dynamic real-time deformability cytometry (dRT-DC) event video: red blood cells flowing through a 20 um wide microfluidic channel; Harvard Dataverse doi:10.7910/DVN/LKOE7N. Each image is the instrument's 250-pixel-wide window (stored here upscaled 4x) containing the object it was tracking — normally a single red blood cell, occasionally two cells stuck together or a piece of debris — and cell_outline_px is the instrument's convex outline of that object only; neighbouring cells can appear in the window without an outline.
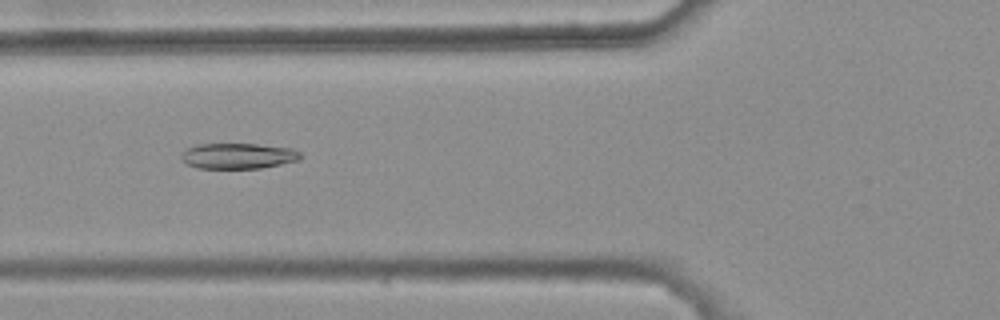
{"species": "common noctule bat (a hibernating species)", "species_latin": "Nyctalus noctula", "temperature_condition": "warm", "stored_images_in_passage": 43, "camera_frame_rate_fps": 3000, "um_per_image_px": 0.085, "animal": {"sex": "female", "body_mass_g": 25.1}, "frame": {"image": 1, "passage_image": 20, "time_ms": 6.333, "image_size_px": [1000, 320], "cell_outline_px": [[304, 156], [300, 160], [260, 168], [196, 168], [180, 160], [180, 156], [184, 148], [196, 144], [256, 144], [292, 148], [300, 152]], "centroid_in_image_um": [20.21, 13.25], "position_along_channel_um": 105.6, "area_um2": 18.03}}
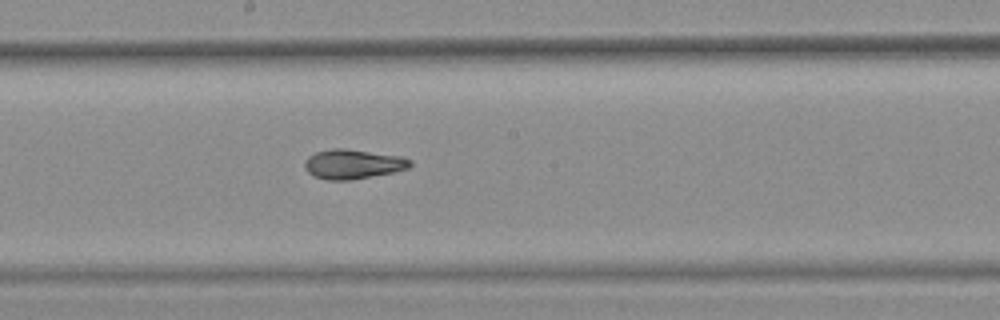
{"frame": {"image": 2, "passage_image": 29, "time_ms": 9.333, "image_size_px": [1000, 320], "cell_outline_px": [[412, 164], [408, 168], [392, 172], [348, 180], [328, 180], [316, 176], [308, 172], [304, 168], [304, 160], [308, 156], [316, 152], [332, 148], [344, 148], [404, 156], [412, 160]], "centroid_in_image_um": [30.0, 13.93], "position_along_channel_um": 218.2, "area_um2": 18.15}}
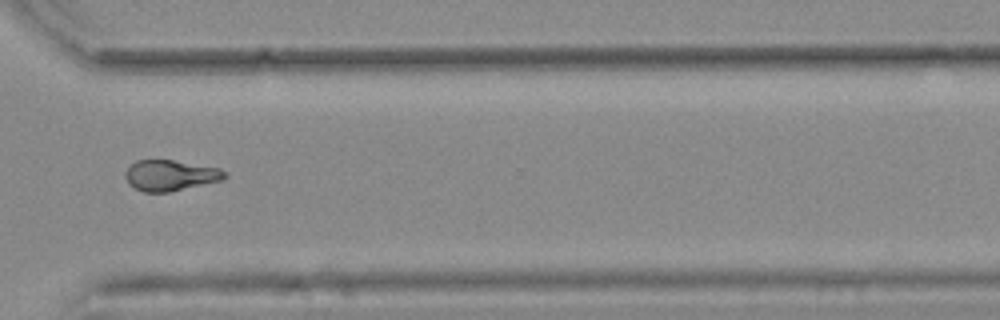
{"frame": {"image": 3, "passage_image": 40, "time_ms": 13.0, "image_size_px": [1000, 320], "cell_outline_px": [[228, 176], [224, 180], [168, 192], [144, 192], [132, 188], [128, 184], [124, 176], [124, 172], [136, 160], [172, 160], [220, 168]], "centroid_in_image_um": [14.45, 14.92], "position_along_channel_um": 356.1, "area_um2": 17.92}, "authors_computed_cell_mechanics": {"area_um2": 18.4382, "velocity_mm_per_s": 3.7462, "shape_relaxation_time_tau1_ms": null, "shape_relaxation_time_tau2_ms": 3.5052, "deformation_change_tau1": null, "deformation_change_tau2": 0.0569}}